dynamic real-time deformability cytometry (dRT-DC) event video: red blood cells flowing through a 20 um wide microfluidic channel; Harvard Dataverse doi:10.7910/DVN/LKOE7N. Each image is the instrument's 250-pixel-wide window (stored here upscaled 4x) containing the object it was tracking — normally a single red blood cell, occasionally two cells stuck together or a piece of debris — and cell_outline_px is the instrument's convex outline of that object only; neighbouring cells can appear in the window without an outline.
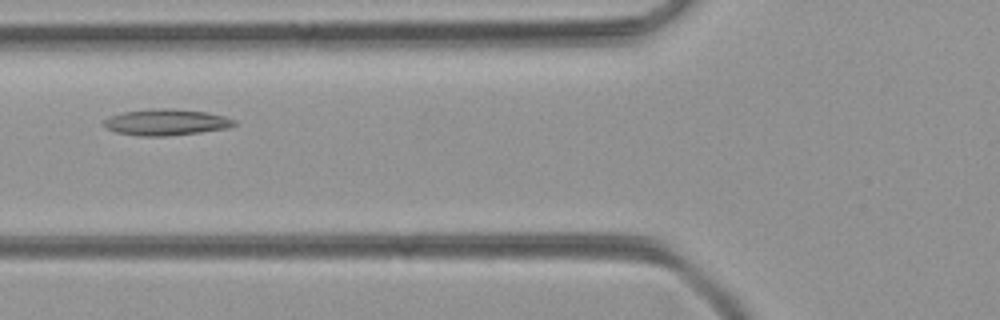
{"species": "common noctule bat (a hibernating species)", "species_latin": "Nyctalus noctula", "temperature_condition": "room temperature", "stored_images_in_passage": 2, "camera_frame_rate_fps": 3000, "um_per_image_px": 0.085, "animal": {"sex": "female", "body_mass_g": 21.9}, "frame": {"image": 1, "passage_image": 2, "time_ms": 0.333, "image_size_px": [1000, 320], "cell_outline_px": [[236, 124], [228, 128], [200, 132], [164, 136], [140, 136], [116, 132], [104, 128], [104, 120], [108, 116], [124, 112], [152, 108], [172, 108], [208, 112], [224, 116], [236, 120]], "centroid_in_image_um": [14.11, 10.38], "position_along_channel_um": 111.7, "area_um2": 20.06}}